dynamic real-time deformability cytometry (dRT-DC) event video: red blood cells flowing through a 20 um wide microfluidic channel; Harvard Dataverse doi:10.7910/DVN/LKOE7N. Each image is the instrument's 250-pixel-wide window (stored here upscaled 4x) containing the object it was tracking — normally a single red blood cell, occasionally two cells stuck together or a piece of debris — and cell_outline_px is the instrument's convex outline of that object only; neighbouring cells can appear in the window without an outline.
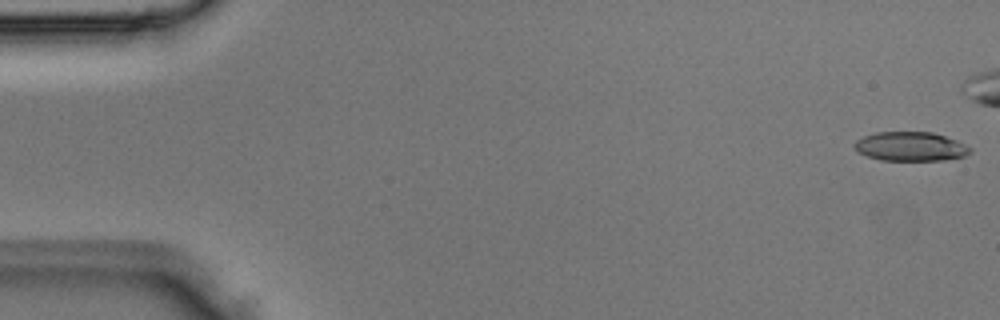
{"species": "Egyptian fruit bat (a non-hibernating species)", "species_latin": "Rousettus aegyptiacus", "temperature_condition": "room temperature", "stored_images_in_passage": 5, "camera_frame_rate_fps": 3000, "um_per_image_px": 0.085, "animal": {"sex": "male"}, "frame": {"image": 1, "passage_image": 1, "time_ms": 0.0, "image_size_px": [1000, 320], "cell_outline_px": [[972, 152], [964, 156], [944, 160], [880, 160], [868, 156], [860, 152], [856, 148], [856, 140], [864, 136], [876, 132], [932, 132], [956, 140], [972, 148]], "centroid_in_image_um": [77.44, 12.45], "position_along_channel_um": 7.6, "area_um2": 19.42}}